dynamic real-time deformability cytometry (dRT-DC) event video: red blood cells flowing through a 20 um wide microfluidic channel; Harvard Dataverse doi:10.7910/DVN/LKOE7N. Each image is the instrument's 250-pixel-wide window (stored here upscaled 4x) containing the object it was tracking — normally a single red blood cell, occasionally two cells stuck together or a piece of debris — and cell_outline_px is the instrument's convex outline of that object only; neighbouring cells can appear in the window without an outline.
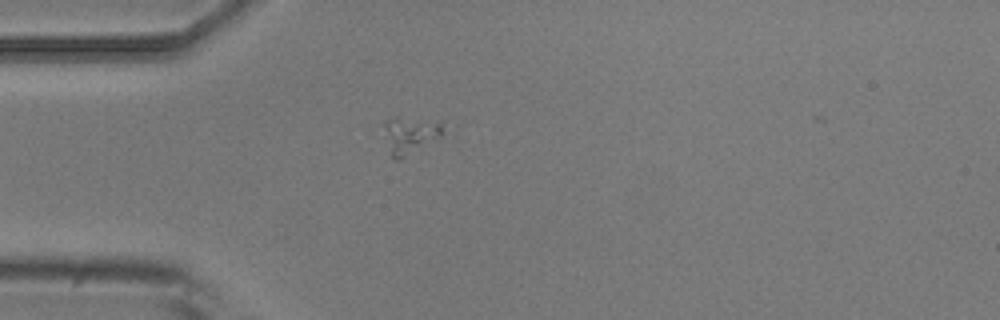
{"species": "common noctule bat (a hibernating species)", "species_latin": "Nyctalus noctula", "temperature_condition": "room temperature", "stored_images_in_passage": 6, "segment_of_instrument_passage": [2, 2], "camera_frame_rate_fps": 3000, "um_per_image_px": 0.085, "animal": {"sex": "male", "body_mass_g": 20.5, "forearm_length_mm": 52.5}, "frame": {"image": 1, "passage_image": 5, "time_ms": 4.667, "image_size_px": [1000, 320], "cell_outline_px": [[444, 132], [440, 136], [400, 160], [392, 160], [380, 124], [384, 120], [392, 116], [396, 116], [440, 124]], "centroid_in_image_um": [34.69, 11.49], "position_along_channel_um": 50.3, "area_um2": 12.66}}